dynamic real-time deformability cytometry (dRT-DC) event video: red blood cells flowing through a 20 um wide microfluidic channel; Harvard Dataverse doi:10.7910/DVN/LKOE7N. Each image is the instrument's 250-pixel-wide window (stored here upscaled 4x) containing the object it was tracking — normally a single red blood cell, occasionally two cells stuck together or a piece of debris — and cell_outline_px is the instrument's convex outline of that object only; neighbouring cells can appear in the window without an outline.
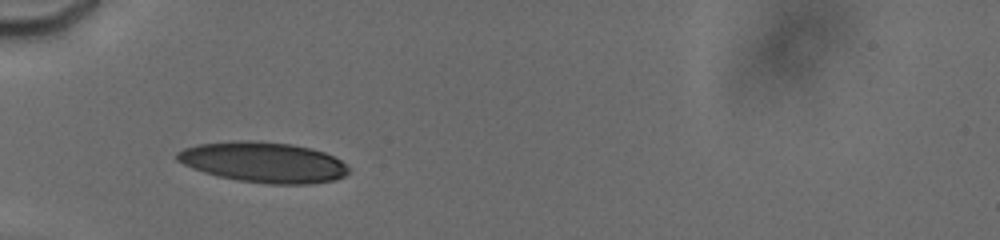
{"species": "human", "species_latin": "Homo sapiens", "temperature_condition": "cold", "stored_images_in_passage": 5, "camera_frame_rate_fps": 3000, "um_per_image_px": 0.085, "donor": {"sex": "male"}, "frame": {"image": 1, "passage_image": 4, "time_ms": 2.667, "image_size_px": [1000, 240], "cell_outline_px": [[348, 172], [344, 176], [336, 180], [308, 184], [272, 184], [240, 180], [216, 176], [192, 168], [176, 160], [176, 152], [184, 148], [200, 144], [236, 140], [248, 140], [292, 144], [312, 148], [324, 152], [340, 160], [348, 168]], "centroid_in_image_um": [22.38, 13.79], "position_along_channel_um": 62.6, "area_um2": 40.34}}